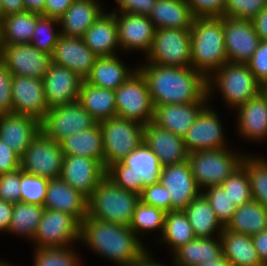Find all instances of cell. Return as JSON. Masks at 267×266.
<instances>
[{
  "instance_id": "6da1fadb",
  "label": "cell",
  "mask_w": 267,
  "mask_h": 266,
  "mask_svg": "<svg viewBox=\"0 0 267 266\" xmlns=\"http://www.w3.org/2000/svg\"><path fill=\"white\" fill-rule=\"evenodd\" d=\"M147 66L138 70L147 81L154 106L195 103L207 94V78L192 66Z\"/></svg>"
},
{
  "instance_id": "7a4b0ae2",
  "label": "cell",
  "mask_w": 267,
  "mask_h": 266,
  "mask_svg": "<svg viewBox=\"0 0 267 266\" xmlns=\"http://www.w3.org/2000/svg\"><path fill=\"white\" fill-rule=\"evenodd\" d=\"M80 238L123 266L139 264L148 257L130 226L86 216L81 222Z\"/></svg>"
},
{
  "instance_id": "3957f363",
  "label": "cell",
  "mask_w": 267,
  "mask_h": 266,
  "mask_svg": "<svg viewBox=\"0 0 267 266\" xmlns=\"http://www.w3.org/2000/svg\"><path fill=\"white\" fill-rule=\"evenodd\" d=\"M191 65L194 70L207 78V94L209 95L210 80L207 70H217L227 60L224 42L223 16L195 17L190 29ZM207 71V73L205 72Z\"/></svg>"
},
{
  "instance_id": "277c9868",
  "label": "cell",
  "mask_w": 267,
  "mask_h": 266,
  "mask_svg": "<svg viewBox=\"0 0 267 266\" xmlns=\"http://www.w3.org/2000/svg\"><path fill=\"white\" fill-rule=\"evenodd\" d=\"M140 194L121 189L106 176L88 198L87 216L129 226Z\"/></svg>"
},
{
  "instance_id": "5b68a950",
  "label": "cell",
  "mask_w": 267,
  "mask_h": 266,
  "mask_svg": "<svg viewBox=\"0 0 267 266\" xmlns=\"http://www.w3.org/2000/svg\"><path fill=\"white\" fill-rule=\"evenodd\" d=\"M102 133L104 168L122 161L144 140V125L136 121L112 117L98 123Z\"/></svg>"
},
{
  "instance_id": "8992f818",
  "label": "cell",
  "mask_w": 267,
  "mask_h": 266,
  "mask_svg": "<svg viewBox=\"0 0 267 266\" xmlns=\"http://www.w3.org/2000/svg\"><path fill=\"white\" fill-rule=\"evenodd\" d=\"M115 92L117 116L147 125L153 121L154 105L145 77L134 72Z\"/></svg>"
},
{
  "instance_id": "52a82bcc",
  "label": "cell",
  "mask_w": 267,
  "mask_h": 266,
  "mask_svg": "<svg viewBox=\"0 0 267 266\" xmlns=\"http://www.w3.org/2000/svg\"><path fill=\"white\" fill-rule=\"evenodd\" d=\"M226 149L200 150L189 153L188 162L198 186L221 185L242 164Z\"/></svg>"
},
{
  "instance_id": "ba28073f",
  "label": "cell",
  "mask_w": 267,
  "mask_h": 266,
  "mask_svg": "<svg viewBox=\"0 0 267 266\" xmlns=\"http://www.w3.org/2000/svg\"><path fill=\"white\" fill-rule=\"evenodd\" d=\"M63 159L60 142L52 140L40 131L21 156L20 168L28 174L57 179L61 173Z\"/></svg>"
},
{
  "instance_id": "9c48e42d",
  "label": "cell",
  "mask_w": 267,
  "mask_h": 266,
  "mask_svg": "<svg viewBox=\"0 0 267 266\" xmlns=\"http://www.w3.org/2000/svg\"><path fill=\"white\" fill-rule=\"evenodd\" d=\"M190 29H156L149 58L153 64L173 67L191 66Z\"/></svg>"
},
{
  "instance_id": "30bf717a",
  "label": "cell",
  "mask_w": 267,
  "mask_h": 266,
  "mask_svg": "<svg viewBox=\"0 0 267 266\" xmlns=\"http://www.w3.org/2000/svg\"><path fill=\"white\" fill-rule=\"evenodd\" d=\"M97 122L78 102L59 105L46 112L41 131L52 140L62 141L73 133L87 130Z\"/></svg>"
},
{
  "instance_id": "8fae6325",
  "label": "cell",
  "mask_w": 267,
  "mask_h": 266,
  "mask_svg": "<svg viewBox=\"0 0 267 266\" xmlns=\"http://www.w3.org/2000/svg\"><path fill=\"white\" fill-rule=\"evenodd\" d=\"M216 74H218L216 75L217 86L221 88L225 100L233 106L239 107L245 104L258 95L264 87L247 64L226 62Z\"/></svg>"
},
{
  "instance_id": "7c38bea8",
  "label": "cell",
  "mask_w": 267,
  "mask_h": 266,
  "mask_svg": "<svg viewBox=\"0 0 267 266\" xmlns=\"http://www.w3.org/2000/svg\"><path fill=\"white\" fill-rule=\"evenodd\" d=\"M80 230L81 224L72 215L45 209L34 239L39 243L38 248L66 247L80 238Z\"/></svg>"
},
{
  "instance_id": "4fadbf2b",
  "label": "cell",
  "mask_w": 267,
  "mask_h": 266,
  "mask_svg": "<svg viewBox=\"0 0 267 266\" xmlns=\"http://www.w3.org/2000/svg\"><path fill=\"white\" fill-rule=\"evenodd\" d=\"M223 31L228 62L247 64L260 42L252 21L223 16Z\"/></svg>"
},
{
  "instance_id": "5bb4252c",
  "label": "cell",
  "mask_w": 267,
  "mask_h": 266,
  "mask_svg": "<svg viewBox=\"0 0 267 266\" xmlns=\"http://www.w3.org/2000/svg\"><path fill=\"white\" fill-rule=\"evenodd\" d=\"M1 62L13 75L42 79L52 59L30 43H22L5 45Z\"/></svg>"
},
{
  "instance_id": "9a60e30c",
  "label": "cell",
  "mask_w": 267,
  "mask_h": 266,
  "mask_svg": "<svg viewBox=\"0 0 267 266\" xmlns=\"http://www.w3.org/2000/svg\"><path fill=\"white\" fill-rule=\"evenodd\" d=\"M160 183L170 194V211L184 210L200 194L188 160L162 167Z\"/></svg>"
},
{
  "instance_id": "2e32d148",
  "label": "cell",
  "mask_w": 267,
  "mask_h": 266,
  "mask_svg": "<svg viewBox=\"0 0 267 266\" xmlns=\"http://www.w3.org/2000/svg\"><path fill=\"white\" fill-rule=\"evenodd\" d=\"M13 113L35 118L42 122L49 110L42 79L13 75Z\"/></svg>"
},
{
  "instance_id": "e0dca14e",
  "label": "cell",
  "mask_w": 267,
  "mask_h": 266,
  "mask_svg": "<svg viewBox=\"0 0 267 266\" xmlns=\"http://www.w3.org/2000/svg\"><path fill=\"white\" fill-rule=\"evenodd\" d=\"M105 174L106 169L97 160L64 155L59 178L89 198Z\"/></svg>"
},
{
  "instance_id": "ac0fdd59",
  "label": "cell",
  "mask_w": 267,
  "mask_h": 266,
  "mask_svg": "<svg viewBox=\"0 0 267 266\" xmlns=\"http://www.w3.org/2000/svg\"><path fill=\"white\" fill-rule=\"evenodd\" d=\"M42 81L48 108L78 101L83 80L67 67L51 63Z\"/></svg>"
},
{
  "instance_id": "d6986e66",
  "label": "cell",
  "mask_w": 267,
  "mask_h": 266,
  "mask_svg": "<svg viewBox=\"0 0 267 266\" xmlns=\"http://www.w3.org/2000/svg\"><path fill=\"white\" fill-rule=\"evenodd\" d=\"M98 58L82 38L61 35L51 55L52 63L67 67L85 80Z\"/></svg>"
},
{
  "instance_id": "ffe728a7",
  "label": "cell",
  "mask_w": 267,
  "mask_h": 266,
  "mask_svg": "<svg viewBox=\"0 0 267 266\" xmlns=\"http://www.w3.org/2000/svg\"><path fill=\"white\" fill-rule=\"evenodd\" d=\"M143 142L157 155L162 167L188 160L189 152L183 137L160 128L153 122L144 125Z\"/></svg>"
},
{
  "instance_id": "44dd1931",
  "label": "cell",
  "mask_w": 267,
  "mask_h": 266,
  "mask_svg": "<svg viewBox=\"0 0 267 266\" xmlns=\"http://www.w3.org/2000/svg\"><path fill=\"white\" fill-rule=\"evenodd\" d=\"M221 124L217 115L204 108L184 135V144L189 153L200 150L224 149Z\"/></svg>"
},
{
  "instance_id": "7402d4cb",
  "label": "cell",
  "mask_w": 267,
  "mask_h": 266,
  "mask_svg": "<svg viewBox=\"0 0 267 266\" xmlns=\"http://www.w3.org/2000/svg\"><path fill=\"white\" fill-rule=\"evenodd\" d=\"M41 131V122L30 116L9 113L0 115V139L20 157Z\"/></svg>"
},
{
  "instance_id": "603a6c76",
  "label": "cell",
  "mask_w": 267,
  "mask_h": 266,
  "mask_svg": "<svg viewBox=\"0 0 267 266\" xmlns=\"http://www.w3.org/2000/svg\"><path fill=\"white\" fill-rule=\"evenodd\" d=\"M43 206L70 214L80 224L88 214V198L60 178L49 179Z\"/></svg>"
},
{
  "instance_id": "cb8c5ba5",
  "label": "cell",
  "mask_w": 267,
  "mask_h": 266,
  "mask_svg": "<svg viewBox=\"0 0 267 266\" xmlns=\"http://www.w3.org/2000/svg\"><path fill=\"white\" fill-rule=\"evenodd\" d=\"M113 14L116 19L119 45L126 49L141 48L149 53L156 31L149 16L121 13L122 16L119 18L116 11Z\"/></svg>"
},
{
  "instance_id": "d4e9b609",
  "label": "cell",
  "mask_w": 267,
  "mask_h": 266,
  "mask_svg": "<svg viewBox=\"0 0 267 266\" xmlns=\"http://www.w3.org/2000/svg\"><path fill=\"white\" fill-rule=\"evenodd\" d=\"M206 94L200 101L186 104H165L154 106L153 123L169 130L175 135L184 137L202 111ZM204 101V102H203ZM201 105V106H200Z\"/></svg>"
},
{
  "instance_id": "484cf974",
  "label": "cell",
  "mask_w": 267,
  "mask_h": 266,
  "mask_svg": "<svg viewBox=\"0 0 267 266\" xmlns=\"http://www.w3.org/2000/svg\"><path fill=\"white\" fill-rule=\"evenodd\" d=\"M84 43L98 57H112L118 42L115 14H102L82 36Z\"/></svg>"
},
{
  "instance_id": "4316f807",
  "label": "cell",
  "mask_w": 267,
  "mask_h": 266,
  "mask_svg": "<svg viewBox=\"0 0 267 266\" xmlns=\"http://www.w3.org/2000/svg\"><path fill=\"white\" fill-rule=\"evenodd\" d=\"M149 19L156 29H191L195 16L186 0H157Z\"/></svg>"
},
{
  "instance_id": "83f0119b",
  "label": "cell",
  "mask_w": 267,
  "mask_h": 266,
  "mask_svg": "<svg viewBox=\"0 0 267 266\" xmlns=\"http://www.w3.org/2000/svg\"><path fill=\"white\" fill-rule=\"evenodd\" d=\"M78 102L97 123L117 116L115 92L112 89L96 87L83 80Z\"/></svg>"
},
{
  "instance_id": "f1b7e54d",
  "label": "cell",
  "mask_w": 267,
  "mask_h": 266,
  "mask_svg": "<svg viewBox=\"0 0 267 266\" xmlns=\"http://www.w3.org/2000/svg\"><path fill=\"white\" fill-rule=\"evenodd\" d=\"M61 149L66 156H83L97 160L104 167L102 133L98 123L93 127L73 133L60 141Z\"/></svg>"
},
{
  "instance_id": "f546056e",
  "label": "cell",
  "mask_w": 267,
  "mask_h": 266,
  "mask_svg": "<svg viewBox=\"0 0 267 266\" xmlns=\"http://www.w3.org/2000/svg\"><path fill=\"white\" fill-rule=\"evenodd\" d=\"M94 0H75L59 18L63 25L61 35L82 38L87 29L102 15Z\"/></svg>"
},
{
  "instance_id": "4dcf8cb0",
  "label": "cell",
  "mask_w": 267,
  "mask_h": 266,
  "mask_svg": "<svg viewBox=\"0 0 267 266\" xmlns=\"http://www.w3.org/2000/svg\"><path fill=\"white\" fill-rule=\"evenodd\" d=\"M222 254L231 266H257L261 264L252 237L223 227L221 234Z\"/></svg>"
},
{
  "instance_id": "1f68e13d",
  "label": "cell",
  "mask_w": 267,
  "mask_h": 266,
  "mask_svg": "<svg viewBox=\"0 0 267 266\" xmlns=\"http://www.w3.org/2000/svg\"><path fill=\"white\" fill-rule=\"evenodd\" d=\"M239 126L242 134L251 139L267 136V96L261 91L238 107Z\"/></svg>"
},
{
  "instance_id": "d6a6232c",
  "label": "cell",
  "mask_w": 267,
  "mask_h": 266,
  "mask_svg": "<svg viewBox=\"0 0 267 266\" xmlns=\"http://www.w3.org/2000/svg\"><path fill=\"white\" fill-rule=\"evenodd\" d=\"M121 162L131 168L136 182H142L144 186L160 182L162 166L157 155L144 142Z\"/></svg>"
},
{
  "instance_id": "836d02e7",
  "label": "cell",
  "mask_w": 267,
  "mask_h": 266,
  "mask_svg": "<svg viewBox=\"0 0 267 266\" xmlns=\"http://www.w3.org/2000/svg\"><path fill=\"white\" fill-rule=\"evenodd\" d=\"M132 74L116 56L98 57L85 81L96 87L116 90Z\"/></svg>"
},
{
  "instance_id": "e575fe53",
  "label": "cell",
  "mask_w": 267,
  "mask_h": 266,
  "mask_svg": "<svg viewBox=\"0 0 267 266\" xmlns=\"http://www.w3.org/2000/svg\"><path fill=\"white\" fill-rule=\"evenodd\" d=\"M226 228L249 236L258 234L267 229V210L259 202L252 199L236 208Z\"/></svg>"
},
{
  "instance_id": "d590c367",
  "label": "cell",
  "mask_w": 267,
  "mask_h": 266,
  "mask_svg": "<svg viewBox=\"0 0 267 266\" xmlns=\"http://www.w3.org/2000/svg\"><path fill=\"white\" fill-rule=\"evenodd\" d=\"M175 252L178 266H197L217 259L222 254V243L211 238H195Z\"/></svg>"
},
{
  "instance_id": "8d00e7d4",
  "label": "cell",
  "mask_w": 267,
  "mask_h": 266,
  "mask_svg": "<svg viewBox=\"0 0 267 266\" xmlns=\"http://www.w3.org/2000/svg\"><path fill=\"white\" fill-rule=\"evenodd\" d=\"M196 238H211L210 234L221 226L206 197L200 193L183 210ZM218 226V227H217Z\"/></svg>"
},
{
  "instance_id": "74e56055",
  "label": "cell",
  "mask_w": 267,
  "mask_h": 266,
  "mask_svg": "<svg viewBox=\"0 0 267 266\" xmlns=\"http://www.w3.org/2000/svg\"><path fill=\"white\" fill-rule=\"evenodd\" d=\"M40 16L31 11L6 16L1 23L4 45L30 43Z\"/></svg>"
},
{
  "instance_id": "f35d334b",
  "label": "cell",
  "mask_w": 267,
  "mask_h": 266,
  "mask_svg": "<svg viewBox=\"0 0 267 266\" xmlns=\"http://www.w3.org/2000/svg\"><path fill=\"white\" fill-rule=\"evenodd\" d=\"M163 237L174 248L173 251L195 239L193 228L183 210L165 213Z\"/></svg>"
},
{
  "instance_id": "ab89813d",
  "label": "cell",
  "mask_w": 267,
  "mask_h": 266,
  "mask_svg": "<svg viewBox=\"0 0 267 266\" xmlns=\"http://www.w3.org/2000/svg\"><path fill=\"white\" fill-rule=\"evenodd\" d=\"M45 208L42 205L17 202L13 204L8 231L34 238Z\"/></svg>"
},
{
  "instance_id": "60d3db41",
  "label": "cell",
  "mask_w": 267,
  "mask_h": 266,
  "mask_svg": "<svg viewBox=\"0 0 267 266\" xmlns=\"http://www.w3.org/2000/svg\"><path fill=\"white\" fill-rule=\"evenodd\" d=\"M241 165L248 174L252 199L267 210V162L243 157Z\"/></svg>"
},
{
  "instance_id": "b9f144b4",
  "label": "cell",
  "mask_w": 267,
  "mask_h": 266,
  "mask_svg": "<svg viewBox=\"0 0 267 266\" xmlns=\"http://www.w3.org/2000/svg\"><path fill=\"white\" fill-rule=\"evenodd\" d=\"M220 186L236 207H240L252 200L248 174L242 165Z\"/></svg>"
},
{
  "instance_id": "7bdbcfd3",
  "label": "cell",
  "mask_w": 267,
  "mask_h": 266,
  "mask_svg": "<svg viewBox=\"0 0 267 266\" xmlns=\"http://www.w3.org/2000/svg\"><path fill=\"white\" fill-rule=\"evenodd\" d=\"M49 179L25 173L20 168V202L44 205Z\"/></svg>"
},
{
  "instance_id": "ee69618b",
  "label": "cell",
  "mask_w": 267,
  "mask_h": 266,
  "mask_svg": "<svg viewBox=\"0 0 267 266\" xmlns=\"http://www.w3.org/2000/svg\"><path fill=\"white\" fill-rule=\"evenodd\" d=\"M165 213L163 210L139 202L133 213L130 228L136 233L139 230H151L155 228L164 229Z\"/></svg>"
},
{
  "instance_id": "f6af8a7d",
  "label": "cell",
  "mask_w": 267,
  "mask_h": 266,
  "mask_svg": "<svg viewBox=\"0 0 267 266\" xmlns=\"http://www.w3.org/2000/svg\"><path fill=\"white\" fill-rule=\"evenodd\" d=\"M207 188L209 190L202 194L206 197L212 209L214 210L218 221L222 225V230L223 227H226L227 224L231 221L237 207L231 202L227 193L220 185L210 186Z\"/></svg>"
},
{
  "instance_id": "bcb514c9",
  "label": "cell",
  "mask_w": 267,
  "mask_h": 266,
  "mask_svg": "<svg viewBox=\"0 0 267 266\" xmlns=\"http://www.w3.org/2000/svg\"><path fill=\"white\" fill-rule=\"evenodd\" d=\"M54 23H59V19L41 15L36 20V27L30 41V44L39 51L46 52L50 55H52L54 47L61 36V33L55 34V32H52V24ZM45 32L46 37H41V34H44Z\"/></svg>"
},
{
  "instance_id": "7dc6e473",
  "label": "cell",
  "mask_w": 267,
  "mask_h": 266,
  "mask_svg": "<svg viewBox=\"0 0 267 266\" xmlns=\"http://www.w3.org/2000/svg\"><path fill=\"white\" fill-rule=\"evenodd\" d=\"M35 266H77V258L65 247L38 248Z\"/></svg>"
},
{
  "instance_id": "c3c4849f",
  "label": "cell",
  "mask_w": 267,
  "mask_h": 266,
  "mask_svg": "<svg viewBox=\"0 0 267 266\" xmlns=\"http://www.w3.org/2000/svg\"><path fill=\"white\" fill-rule=\"evenodd\" d=\"M105 176L121 189L140 194L145 187L142 182H136V176L131 168L121 161L115 162L106 168Z\"/></svg>"
},
{
  "instance_id": "681fc988",
  "label": "cell",
  "mask_w": 267,
  "mask_h": 266,
  "mask_svg": "<svg viewBox=\"0 0 267 266\" xmlns=\"http://www.w3.org/2000/svg\"><path fill=\"white\" fill-rule=\"evenodd\" d=\"M266 6L267 0H226L223 16L252 20Z\"/></svg>"
},
{
  "instance_id": "f907efd6",
  "label": "cell",
  "mask_w": 267,
  "mask_h": 266,
  "mask_svg": "<svg viewBox=\"0 0 267 266\" xmlns=\"http://www.w3.org/2000/svg\"><path fill=\"white\" fill-rule=\"evenodd\" d=\"M170 194L160 183L145 186L140 193V201L157 207L164 212H170Z\"/></svg>"
},
{
  "instance_id": "816d5d0a",
  "label": "cell",
  "mask_w": 267,
  "mask_h": 266,
  "mask_svg": "<svg viewBox=\"0 0 267 266\" xmlns=\"http://www.w3.org/2000/svg\"><path fill=\"white\" fill-rule=\"evenodd\" d=\"M20 168L0 174V200L15 204L20 202Z\"/></svg>"
},
{
  "instance_id": "f5cc1de1",
  "label": "cell",
  "mask_w": 267,
  "mask_h": 266,
  "mask_svg": "<svg viewBox=\"0 0 267 266\" xmlns=\"http://www.w3.org/2000/svg\"><path fill=\"white\" fill-rule=\"evenodd\" d=\"M247 65L262 86H267V41L259 42Z\"/></svg>"
},
{
  "instance_id": "db71d44e",
  "label": "cell",
  "mask_w": 267,
  "mask_h": 266,
  "mask_svg": "<svg viewBox=\"0 0 267 266\" xmlns=\"http://www.w3.org/2000/svg\"><path fill=\"white\" fill-rule=\"evenodd\" d=\"M12 79L13 74L0 61V115L13 113Z\"/></svg>"
},
{
  "instance_id": "11a10c76",
  "label": "cell",
  "mask_w": 267,
  "mask_h": 266,
  "mask_svg": "<svg viewBox=\"0 0 267 266\" xmlns=\"http://www.w3.org/2000/svg\"><path fill=\"white\" fill-rule=\"evenodd\" d=\"M195 17H221L226 0H186Z\"/></svg>"
},
{
  "instance_id": "9f6ffc18",
  "label": "cell",
  "mask_w": 267,
  "mask_h": 266,
  "mask_svg": "<svg viewBox=\"0 0 267 266\" xmlns=\"http://www.w3.org/2000/svg\"><path fill=\"white\" fill-rule=\"evenodd\" d=\"M20 156L0 139V174L10 173L20 168Z\"/></svg>"
},
{
  "instance_id": "6f0895ef",
  "label": "cell",
  "mask_w": 267,
  "mask_h": 266,
  "mask_svg": "<svg viewBox=\"0 0 267 266\" xmlns=\"http://www.w3.org/2000/svg\"><path fill=\"white\" fill-rule=\"evenodd\" d=\"M122 13L150 15L157 0H116Z\"/></svg>"
},
{
  "instance_id": "680465c9",
  "label": "cell",
  "mask_w": 267,
  "mask_h": 266,
  "mask_svg": "<svg viewBox=\"0 0 267 266\" xmlns=\"http://www.w3.org/2000/svg\"><path fill=\"white\" fill-rule=\"evenodd\" d=\"M75 0H46L43 16L60 18Z\"/></svg>"
},
{
  "instance_id": "91938a15",
  "label": "cell",
  "mask_w": 267,
  "mask_h": 266,
  "mask_svg": "<svg viewBox=\"0 0 267 266\" xmlns=\"http://www.w3.org/2000/svg\"><path fill=\"white\" fill-rule=\"evenodd\" d=\"M251 21L260 41H267V6L264 7Z\"/></svg>"
},
{
  "instance_id": "94428289",
  "label": "cell",
  "mask_w": 267,
  "mask_h": 266,
  "mask_svg": "<svg viewBox=\"0 0 267 266\" xmlns=\"http://www.w3.org/2000/svg\"><path fill=\"white\" fill-rule=\"evenodd\" d=\"M251 237L261 263L267 264V229Z\"/></svg>"
},
{
  "instance_id": "6125c7cd",
  "label": "cell",
  "mask_w": 267,
  "mask_h": 266,
  "mask_svg": "<svg viewBox=\"0 0 267 266\" xmlns=\"http://www.w3.org/2000/svg\"><path fill=\"white\" fill-rule=\"evenodd\" d=\"M13 211V204L0 200V231H8Z\"/></svg>"
},
{
  "instance_id": "be15d7a7",
  "label": "cell",
  "mask_w": 267,
  "mask_h": 266,
  "mask_svg": "<svg viewBox=\"0 0 267 266\" xmlns=\"http://www.w3.org/2000/svg\"><path fill=\"white\" fill-rule=\"evenodd\" d=\"M3 4L5 16L26 11L23 0H0Z\"/></svg>"
},
{
  "instance_id": "e7e4bbea",
  "label": "cell",
  "mask_w": 267,
  "mask_h": 266,
  "mask_svg": "<svg viewBox=\"0 0 267 266\" xmlns=\"http://www.w3.org/2000/svg\"><path fill=\"white\" fill-rule=\"evenodd\" d=\"M26 11L43 14L46 0H23Z\"/></svg>"
},
{
  "instance_id": "03108f58",
  "label": "cell",
  "mask_w": 267,
  "mask_h": 266,
  "mask_svg": "<svg viewBox=\"0 0 267 266\" xmlns=\"http://www.w3.org/2000/svg\"><path fill=\"white\" fill-rule=\"evenodd\" d=\"M197 266H231L229 261L221 254L217 259L211 260V261H206L201 265Z\"/></svg>"
},
{
  "instance_id": "003e7915",
  "label": "cell",
  "mask_w": 267,
  "mask_h": 266,
  "mask_svg": "<svg viewBox=\"0 0 267 266\" xmlns=\"http://www.w3.org/2000/svg\"><path fill=\"white\" fill-rule=\"evenodd\" d=\"M133 266H163V265H160V264L155 263V262L153 263V261L150 260L149 256H148L144 261H142L139 264L133 265Z\"/></svg>"
},
{
  "instance_id": "a7ac6f4b",
  "label": "cell",
  "mask_w": 267,
  "mask_h": 266,
  "mask_svg": "<svg viewBox=\"0 0 267 266\" xmlns=\"http://www.w3.org/2000/svg\"><path fill=\"white\" fill-rule=\"evenodd\" d=\"M4 47H5V45H4V41H3L2 27L0 24V61H1L2 56H3Z\"/></svg>"
},
{
  "instance_id": "89a4df30",
  "label": "cell",
  "mask_w": 267,
  "mask_h": 266,
  "mask_svg": "<svg viewBox=\"0 0 267 266\" xmlns=\"http://www.w3.org/2000/svg\"><path fill=\"white\" fill-rule=\"evenodd\" d=\"M5 13H4V9H3V4L0 1V24L4 21L5 18Z\"/></svg>"
},
{
  "instance_id": "2644e50d",
  "label": "cell",
  "mask_w": 267,
  "mask_h": 266,
  "mask_svg": "<svg viewBox=\"0 0 267 266\" xmlns=\"http://www.w3.org/2000/svg\"><path fill=\"white\" fill-rule=\"evenodd\" d=\"M262 91H263V92L266 94V96H267V86H264Z\"/></svg>"
},
{
  "instance_id": "8c879c8a",
  "label": "cell",
  "mask_w": 267,
  "mask_h": 266,
  "mask_svg": "<svg viewBox=\"0 0 267 266\" xmlns=\"http://www.w3.org/2000/svg\"><path fill=\"white\" fill-rule=\"evenodd\" d=\"M0 266H10V265H7L5 263H0Z\"/></svg>"
},
{
  "instance_id": "753ad0ef",
  "label": "cell",
  "mask_w": 267,
  "mask_h": 266,
  "mask_svg": "<svg viewBox=\"0 0 267 266\" xmlns=\"http://www.w3.org/2000/svg\"><path fill=\"white\" fill-rule=\"evenodd\" d=\"M257 266H267V264H263V263H261V264H259V265H257Z\"/></svg>"
}]
</instances>
